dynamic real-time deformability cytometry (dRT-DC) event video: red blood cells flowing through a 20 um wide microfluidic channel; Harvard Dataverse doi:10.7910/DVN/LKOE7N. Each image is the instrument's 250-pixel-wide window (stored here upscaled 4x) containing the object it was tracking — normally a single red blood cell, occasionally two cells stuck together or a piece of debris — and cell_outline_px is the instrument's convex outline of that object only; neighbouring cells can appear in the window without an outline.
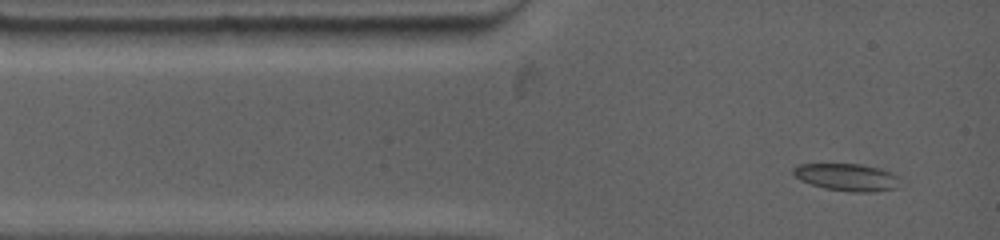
{"species": "common noctule bat (a hibernating species)", "species_latin": "Nyctalus noctula", "temperature_condition": "warm", "stored_images_in_passage": 4, "camera_frame_rate_fps": 4500, "um_per_image_px": 0.085, "animal": {"sex": "female", "body_mass_g": 19.0, "forearm_length_mm": 53.3}, "frame": {"image": 1, "passage_image": 1, "time_ms": 0.0, "image_size_px": [1000, 240], "cell_outline_px": [[896, 188], [872, 192], [852, 192], [824, 188], [800, 180], [792, 172], [792, 168], [800, 164], [860, 164], [880, 168], [896, 176]], "centroid_in_image_um": [71.92, 15.06], "position_along_channel_um": 13.1, "area_um2": 16.65}}
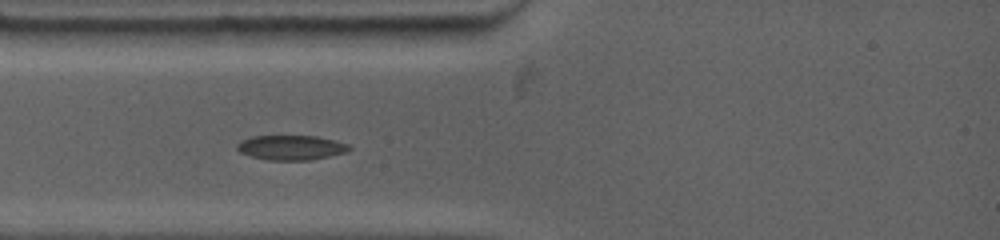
{"frame": {"image": 2, "passage_image": 3, "time_ms": 2.0, "image_size_px": [1000, 240], "cell_outline_px": [[352, 148], [348, 152], [308, 160], [268, 160], [252, 156], [240, 152], [236, 148], [236, 144], [240, 140], [252, 136], [316, 136], [336, 140], [348, 144]], "centroid_in_image_um": [24.75, 12.53], "position_along_channel_um": 60.3, "area_um2": 16.18}}
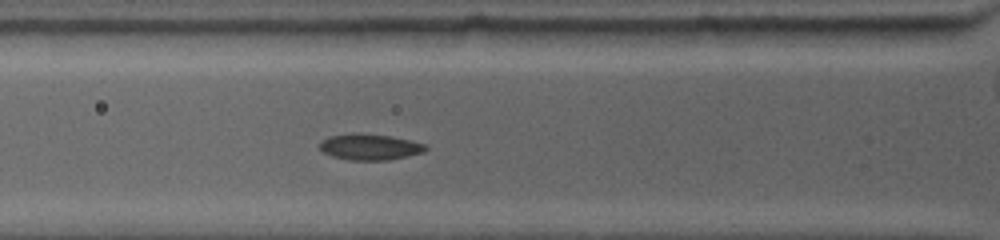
{"frame": {"image": 3, "passage_image": 4, "time_ms": 2.889, "image_size_px": [1000, 240], "cell_outline_px": [[428, 148], [424, 152], [388, 160], [348, 160], [332, 156], [324, 152], [320, 148], [320, 140], [328, 136], [352, 132], [360, 132], [392, 136], [424, 144]], "centroid_in_image_um": [31.39, 12.47], "position_along_channel_um": 94.4, "area_um2": 16.24}}